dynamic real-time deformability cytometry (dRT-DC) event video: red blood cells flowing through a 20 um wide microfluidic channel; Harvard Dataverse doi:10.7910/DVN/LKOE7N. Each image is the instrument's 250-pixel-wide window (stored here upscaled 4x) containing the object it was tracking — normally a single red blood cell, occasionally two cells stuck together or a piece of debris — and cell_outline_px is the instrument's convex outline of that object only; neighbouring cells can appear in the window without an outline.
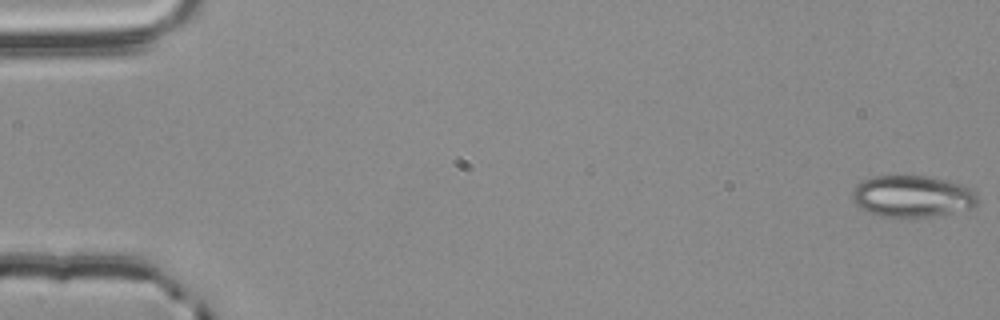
{"species": "common noctule bat (a hibernating species)", "species_latin": "Nyctalus noctula", "temperature_condition": "room temperature", "stored_images_in_passage": 56, "camera_frame_rate_fps": 3000, "um_per_image_px": 0.085, "animal": {"sex": "male", "body_mass_g": 20.4}, "frame": {"image": 1, "passage_image": 1, "time_ms": 0.0, "image_size_px": [1000, 320], "cell_outline_px": [[980, 200], [972, 208], [932, 216], [880, 216], [868, 212], [860, 208], [852, 200], [852, 192], [856, 184], [864, 180], [876, 176], [924, 176], [944, 180], [960, 184], [972, 188], [976, 192]], "centroid_in_image_um": [77.55, 16.68], "position_along_channel_um": 7.4, "area_um2": 30.23}}
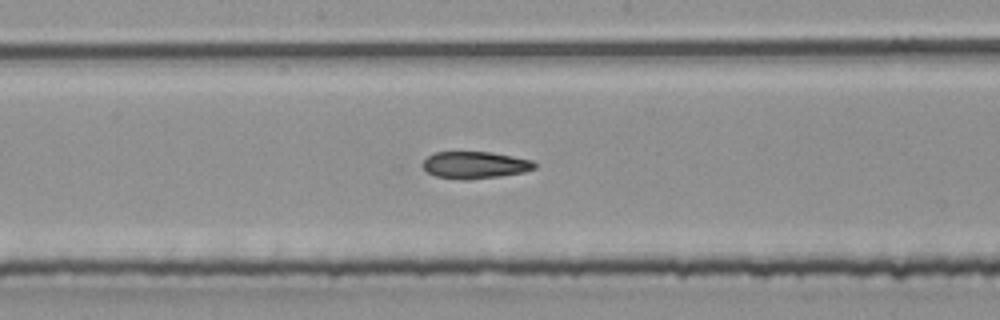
{"frame": {"image": 2, "passage_image": 30, "time_ms": 9.667, "image_size_px": [1000, 320], "cell_outline_px": [[536, 168], [524, 172], [500, 176], [464, 180], [460, 180], [436, 176], [428, 172], [420, 164], [428, 156], [436, 152], [488, 152], [512, 156], [532, 160], [536, 164]], "centroid_in_image_um": [40.36, 14.03], "position_along_channel_um": 207.8, "area_um2": 17.57}}
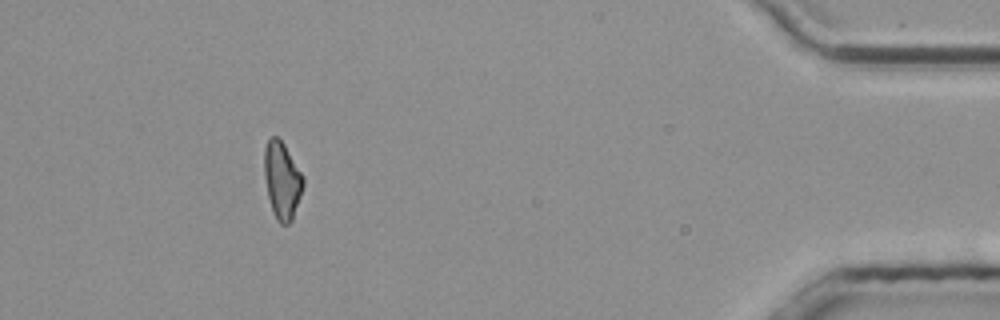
{"frame": {"image": 3, "passage_image": 51, "time_ms": 16.667, "image_size_px": [1000, 320], "cell_outline_px": [[304, 184], [292, 220], [288, 224], [280, 224], [276, 220], [272, 212], [268, 196], [264, 176], [264, 148], [268, 140], [272, 136], [276, 136], [284, 144], [304, 176]], "centroid_in_image_um": [23.97, 15.34], "position_along_channel_um": 411.2, "area_um2": 17.51}, "authors_computed_cell_mechanics": {"area_um2": 18.4382, "velocity_mm_per_s": 3.798, "shape_relaxation_time_tau1_ms": null, "shape_relaxation_time_tau2_ms": 5.4129, "deformation_change_tau1": null, "deformation_change_tau2": 0.1173}}